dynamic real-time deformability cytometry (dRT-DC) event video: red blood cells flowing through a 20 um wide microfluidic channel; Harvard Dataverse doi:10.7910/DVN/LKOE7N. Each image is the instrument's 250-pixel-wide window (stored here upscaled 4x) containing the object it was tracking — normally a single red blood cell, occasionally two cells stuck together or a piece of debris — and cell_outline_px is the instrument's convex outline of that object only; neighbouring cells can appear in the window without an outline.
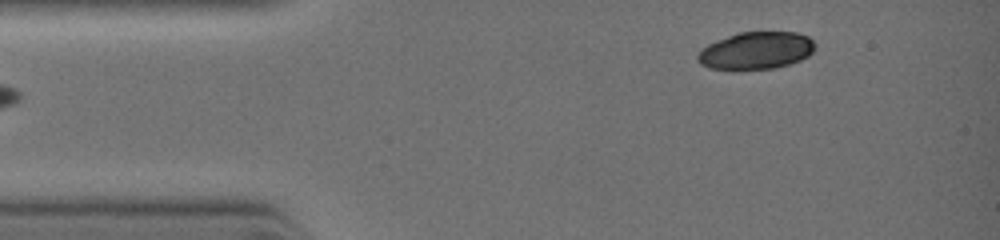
{"species": "common noctule bat (a hibernating species)", "species_latin": "Nyctalus noctula", "temperature_condition": "warm", "stored_images_in_passage": 3, "camera_frame_rate_fps": 3000, "um_per_image_px": 0.085, "animal": {"sex": "female", "body_mass_g": 19.0, "forearm_length_mm": 51.5}, "frame": {"image": 1, "passage_image": 1, "time_ms": 0.0, "image_size_px": [1000, 240], "cell_outline_px": [[816, 48], [808, 56], [800, 60], [788, 64], [772, 68], [708, 68], [700, 64], [696, 60], [696, 56], [708, 44], [716, 40], [740, 32], [796, 32], [808, 36], [816, 44]], "centroid_in_image_um": [64.29, 4.28], "position_along_channel_um": 20.7, "area_um2": 25.2}}